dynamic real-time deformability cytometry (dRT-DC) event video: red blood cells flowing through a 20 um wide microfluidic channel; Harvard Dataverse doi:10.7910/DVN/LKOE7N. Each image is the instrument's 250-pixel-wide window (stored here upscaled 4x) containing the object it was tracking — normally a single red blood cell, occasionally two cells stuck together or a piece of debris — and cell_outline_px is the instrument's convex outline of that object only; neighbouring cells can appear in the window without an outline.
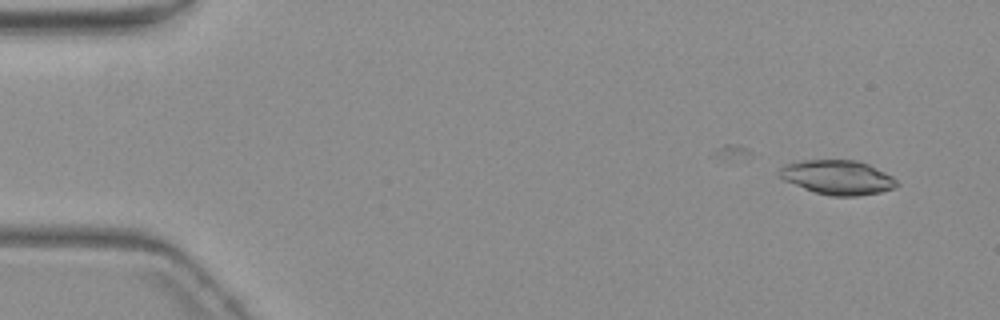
{"species": "common noctule bat (a hibernating species)", "species_latin": "Nyctalus noctula", "temperature_condition": "warm", "stored_images_in_passage": 7, "camera_frame_rate_fps": 3000, "um_per_image_px": 0.085, "animal": {"sex": "female", "body_mass_g": 19.3, "forearm_length_mm": 54.1}, "frame": {"image": 1, "passage_image": 1, "time_ms": 0.0, "image_size_px": [1000, 320], "cell_outline_px": [[900, 184], [896, 188], [880, 192], [856, 196], [832, 196], [816, 192], [804, 188], [784, 180], [780, 176], [780, 168], [784, 164], [804, 160], [856, 160], [868, 164], [892, 176]], "centroid_in_image_um": [71.23, 15.07], "position_along_channel_um": 13.8, "area_um2": 23.35}}
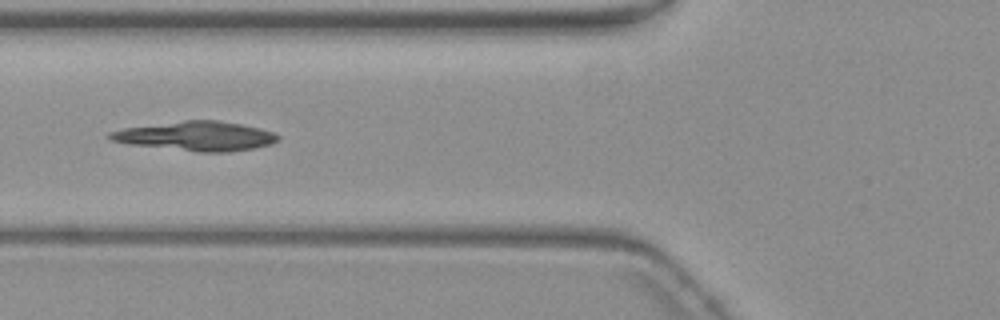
{"frame": {"image": 2, "passage_image": 6, "time_ms": 6.0, "image_size_px": [1000, 320], "cell_outline_px": [[280, 140], [272, 144], [256, 148], [232, 152], [196, 152], [128, 144], [108, 140], [104, 136], [108, 132], [124, 128], [184, 120], [220, 120], [260, 128], [276, 132], [280, 136]], "centroid_in_image_um": [16.68, 11.57], "position_along_channel_um": 109.1, "area_um2": 29.25}}
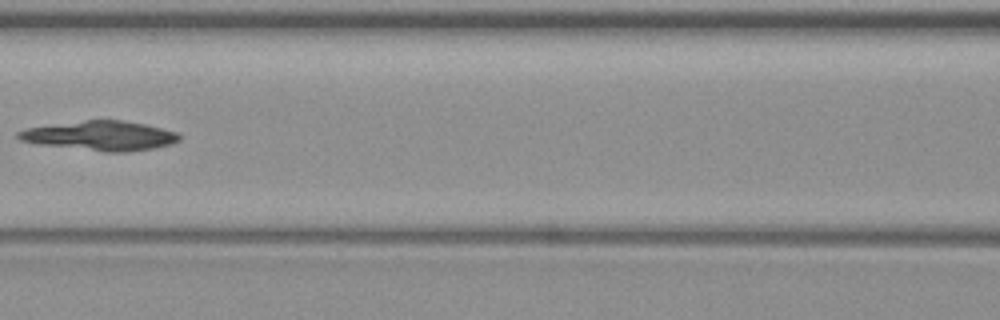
{"frame": {"image": 3, "passage_image": 7, "time_ms": 7.333, "image_size_px": [1000, 320], "cell_outline_px": [[180, 140], [172, 144], [152, 148], [128, 152], [104, 152], [36, 144], [20, 140], [16, 136], [16, 132], [28, 128], [84, 120], [120, 120], [144, 124], [176, 132], [180, 136]], "centroid_in_image_um": [8.51, 11.55], "position_along_channel_um": 158.1, "area_um2": 27.51}}